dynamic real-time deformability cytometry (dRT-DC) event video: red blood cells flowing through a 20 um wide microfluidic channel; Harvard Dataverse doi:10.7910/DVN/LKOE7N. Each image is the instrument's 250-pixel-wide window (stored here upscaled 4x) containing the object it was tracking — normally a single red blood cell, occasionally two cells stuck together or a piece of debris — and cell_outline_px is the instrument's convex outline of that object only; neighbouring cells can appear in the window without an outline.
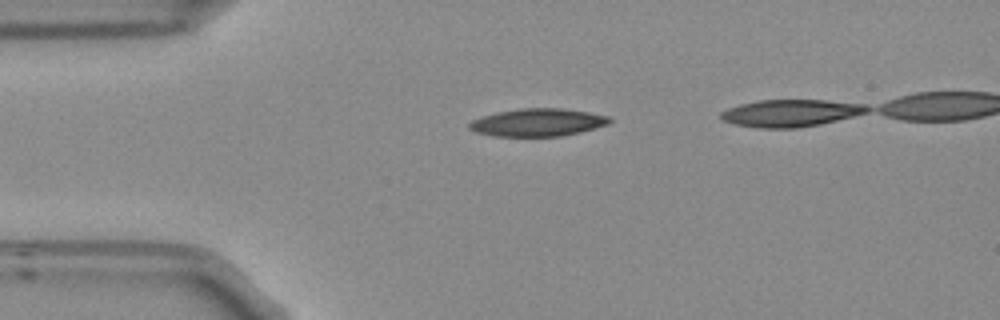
{"species": "Egyptian fruit bat (a non-hibernating species)", "species_latin": "Rousettus aegyptiacus", "temperature_condition": "room temperature", "stored_images_in_passage": 35, "camera_frame_rate_fps": 3000, "um_per_image_px": 0.085, "frame": {"image": 1, "passage_image": 1, "time_ms": 0.0, "image_size_px": [1000, 320], "cell_outline_px": [[612, 120], [608, 124], [580, 132], [560, 136], [492, 136], [476, 132], [468, 128], [468, 124], [472, 120], [496, 112], [520, 108], [560, 108], [588, 112], [608, 116]], "centroid_in_image_um": [45.68, 10.4], "position_along_channel_um": 39.3, "area_um2": 22.54}}
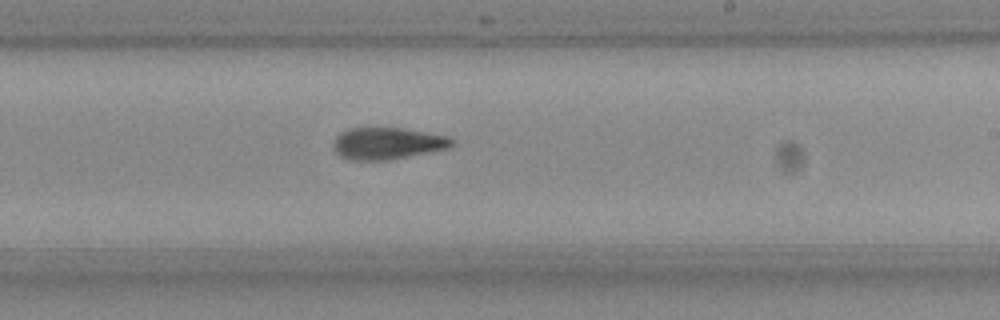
{"frame": {"image": 2, "passage_image": 20, "time_ms": 6.333, "image_size_px": [1000, 320], "cell_outline_px": [[456, 144], [448, 148], [388, 160], [352, 160], [340, 156], [332, 148], [332, 144], [336, 136], [340, 132], [348, 128], [404, 128], [448, 136], [456, 140]], "centroid_in_image_um": [32.93, 12.18], "position_along_channel_um": 256.1, "area_um2": 22.14}}
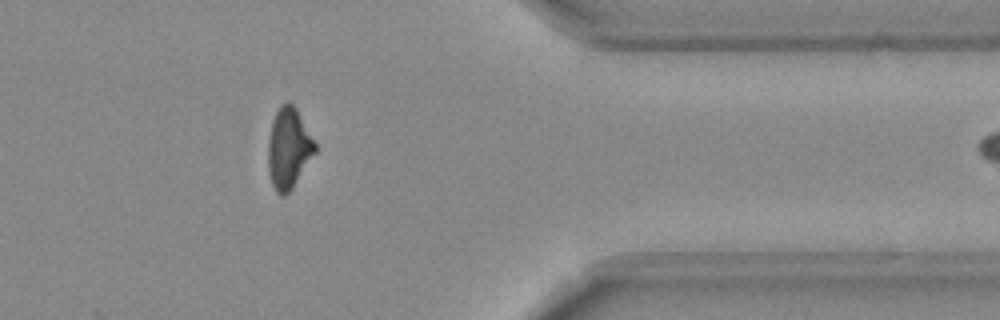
{"frame": {"image": 3, "passage_image": 32, "time_ms": 10.333, "image_size_px": [1000, 320], "cell_outline_px": [[316, 152], [292, 188], [284, 196], [280, 196], [276, 192], [272, 184], [268, 172], [268, 140], [272, 120], [280, 104], [288, 100], [296, 108], [316, 144]], "centroid_in_image_um": [24.52, 12.6], "position_along_channel_um": 386.9, "area_um2": 22.08}, "authors_computed_cell_mechanics": {"area_um2": 22.542, "velocity_mm_per_s": 3.7813, "shape_relaxation_time_tau1_ms": 8.2829, "shape_relaxation_time_tau2_ms": 6.3539, "deformation_change_tau1": 0.2238, "deformation_change_tau2": 0.141}}